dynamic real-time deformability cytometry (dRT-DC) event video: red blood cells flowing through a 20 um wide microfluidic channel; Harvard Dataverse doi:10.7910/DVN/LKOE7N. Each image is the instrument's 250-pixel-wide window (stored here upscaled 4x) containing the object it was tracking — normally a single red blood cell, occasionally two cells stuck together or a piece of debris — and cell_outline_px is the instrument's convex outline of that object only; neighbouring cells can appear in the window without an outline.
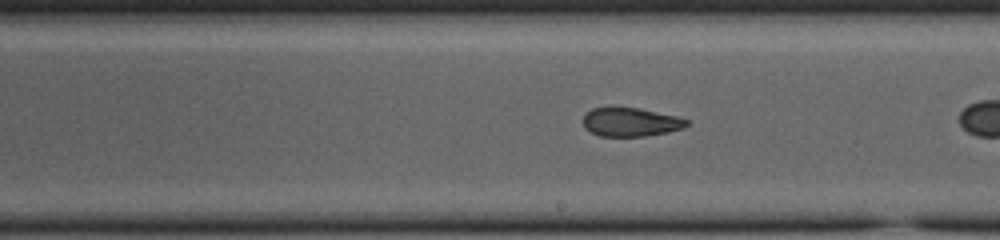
{"species": "common noctule bat (a hibernating species)", "species_latin": "Nyctalus noctula", "temperature_condition": "cold", "stored_images_in_passage": 27, "camera_frame_rate_fps": 3000, "um_per_image_px": 0.085, "animal": {"sex": "female", "body_mass_g": 23.0, "forearm_length_mm": 53.4}, "frame": {"image": 1, "passage_image": 16, "time_ms": 5.0, "image_size_px": [1000, 240], "cell_outline_px": [[688, 124], [684, 128], [668, 132], [644, 136], [600, 136], [584, 128], [584, 116], [592, 108], [640, 108], [680, 116], [688, 120]], "centroid_in_image_um": [53.66, 10.38], "position_along_channel_um": 235.3, "area_um2": 17.28}}
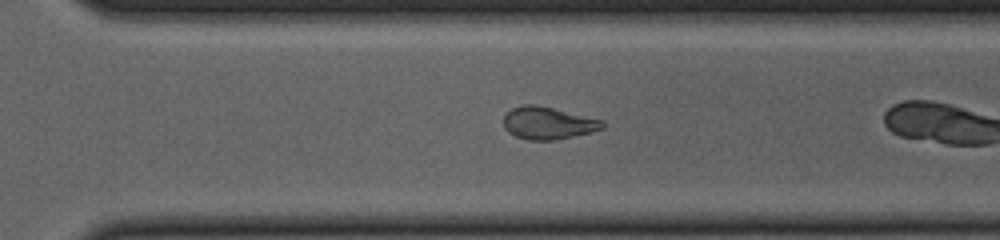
{"frame": {"image": 2, "passage_image": 23, "time_ms": 7.333, "image_size_px": [1000, 240], "cell_outline_px": [[604, 128], [592, 132], [556, 140], [528, 140], [516, 136], [508, 132], [504, 128], [504, 116], [512, 108], [524, 104], [536, 104], [604, 120]], "centroid_in_image_um": [46.59, 10.46], "position_along_channel_um": 324.0, "area_um2": 18.73}}